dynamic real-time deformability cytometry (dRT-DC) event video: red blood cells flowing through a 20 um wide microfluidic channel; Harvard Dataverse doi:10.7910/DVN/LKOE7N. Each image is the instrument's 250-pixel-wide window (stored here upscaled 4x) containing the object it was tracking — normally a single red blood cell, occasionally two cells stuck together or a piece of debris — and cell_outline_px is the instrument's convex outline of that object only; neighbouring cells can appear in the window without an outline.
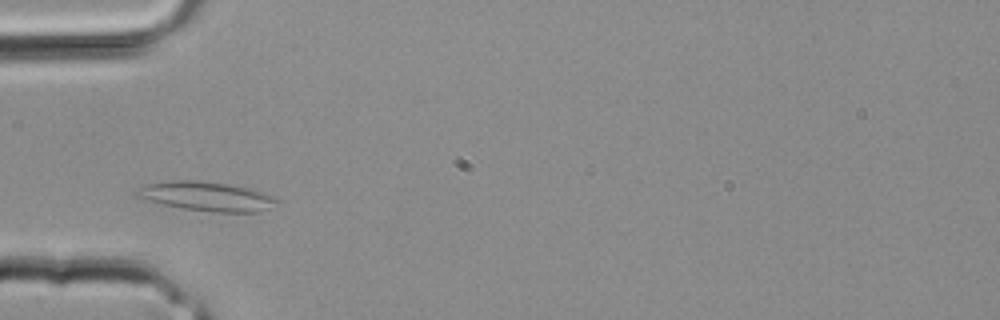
{"species": "common noctule bat (a hibernating species)", "species_latin": "Nyctalus noctula", "temperature_condition": "room temperature", "stored_images_in_passage": 28, "camera_frame_rate_fps": 3000, "um_per_image_px": 0.085, "animal": {"sex": "male", "body_mass_g": 20.4}, "frame": {"image": 1, "passage_image": 4, "time_ms": 1.0, "image_size_px": [1000, 320], "cell_outline_px": [[280, 200], [260, 212], [212, 212], [184, 208], [164, 204], [148, 200], [136, 196], [132, 192], [136, 188], [144, 184], [172, 180], [196, 180], [224, 184], [248, 188], [264, 192], [276, 196]], "centroid_in_image_um": [17.53, 16.68], "position_along_channel_um": 67.5, "area_um2": 23.81}}
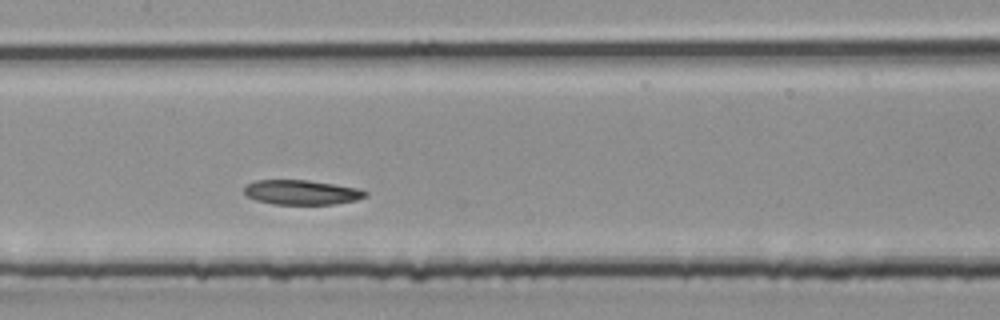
{"frame": {"image": 2, "passage_image": 10, "time_ms": 3.0, "image_size_px": [1000, 320], "cell_outline_px": [[368, 196], [356, 200], [332, 204], [272, 204], [256, 200], [248, 196], [244, 192], [244, 188], [248, 184], [256, 180], [308, 180], [360, 188], [368, 192]], "centroid_in_image_um": [25.67, 16.34], "position_along_channel_um": 181.7, "area_um2": 17.4}}
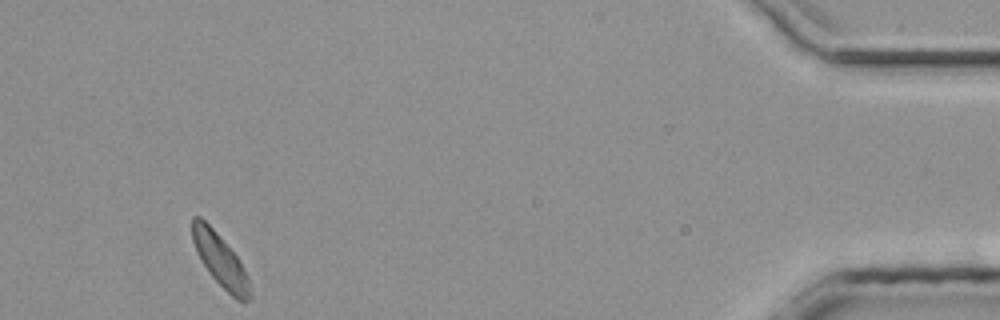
{"frame": {"image": 3, "passage_image": 26, "time_ms": 8.333, "image_size_px": [1000, 320], "cell_outline_px": [[252, 300], [244, 304], [236, 300], [208, 272], [192, 240], [192, 216], [200, 216], [212, 228], [240, 260], [248, 276], [252, 296]], "centroid_in_image_um": [18.78, 22.18], "position_along_channel_um": 416.4, "area_um2": 17.51}}